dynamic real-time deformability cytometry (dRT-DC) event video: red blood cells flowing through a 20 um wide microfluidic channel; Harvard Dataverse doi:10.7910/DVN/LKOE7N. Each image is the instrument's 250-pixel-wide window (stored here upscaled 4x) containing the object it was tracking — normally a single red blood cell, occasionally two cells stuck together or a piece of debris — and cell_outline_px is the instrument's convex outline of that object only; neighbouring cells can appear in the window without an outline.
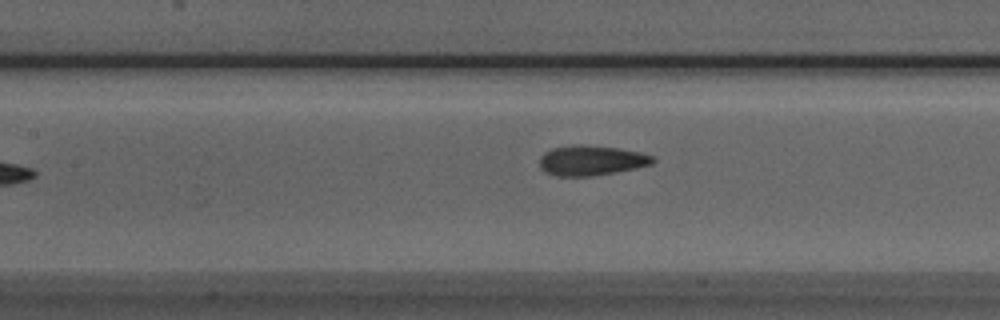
{"species": "Egyptian fruit bat (a non-hibernating species)", "species_latin": "Rousettus aegyptiacus", "temperature_condition": "room temperature", "stored_images_in_passage": 37, "camera_frame_rate_fps": 3000, "um_per_image_px": 0.085, "animal": {"sex": "male"}, "frame": {"image": 1, "passage_image": 11, "time_ms": 3.333, "image_size_px": [1000, 320], "cell_outline_px": [[656, 160], [652, 164], [636, 168], [592, 176], [556, 176], [544, 172], [540, 168], [540, 156], [544, 152], [552, 148], [580, 144], [616, 148], [640, 152], [652, 156]], "centroid_in_image_um": [50.23, 13.64], "position_along_channel_um": 157.2, "area_um2": 19.77}}
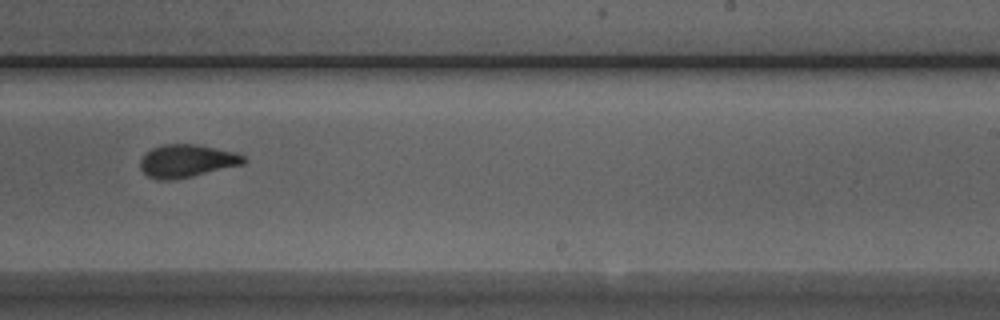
{"frame": {"image": 2, "passage_image": 20, "time_ms": 6.333, "image_size_px": [1000, 320], "cell_outline_px": [[248, 160], [244, 164], [176, 180], [160, 180], [148, 176], [140, 168], [140, 160], [152, 148], [164, 144], [196, 144], [232, 152], [244, 156]], "centroid_in_image_um": [15.88, 13.69], "position_along_channel_um": 273.1, "area_um2": 19.65}}
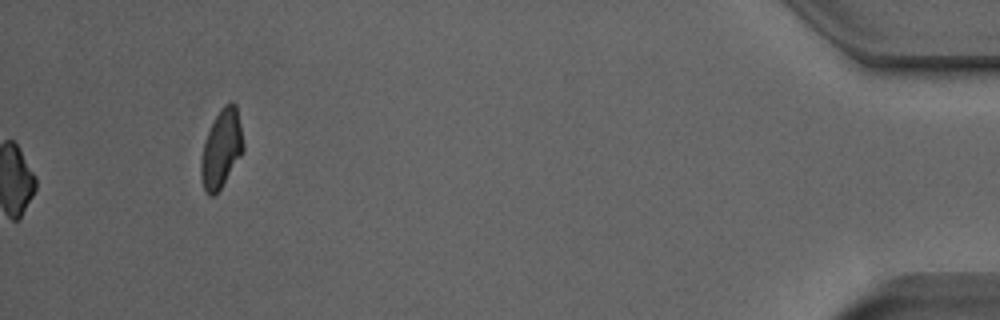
{"frame": {"image": 3, "passage_image": 37, "time_ms": 12.0, "image_size_px": [1000, 320], "cell_outline_px": [[244, 148], [216, 196], [208, 196], [200, 180], [200, 160], [204, 144], [208, 132], [216, 116], [224, 104], [232, 100], [236, 104], [244, 144]], "centroid_in_image_um": [18.8, 12.66], "position_along_channel_um": 416.4, "area_um2": 19.07}, "authors_computed_cell_mechanics": {"area_um2": 19.7676, "velocity_mm_per_s": 3.8804, "shape_relaxation_time_tau1_ms": 5.0137, "shape_relaxation_time_tau2_ms": 0.9857, "deformation_change_tau1": 0.1467, "deformation_change_tau2": 0.0621}}